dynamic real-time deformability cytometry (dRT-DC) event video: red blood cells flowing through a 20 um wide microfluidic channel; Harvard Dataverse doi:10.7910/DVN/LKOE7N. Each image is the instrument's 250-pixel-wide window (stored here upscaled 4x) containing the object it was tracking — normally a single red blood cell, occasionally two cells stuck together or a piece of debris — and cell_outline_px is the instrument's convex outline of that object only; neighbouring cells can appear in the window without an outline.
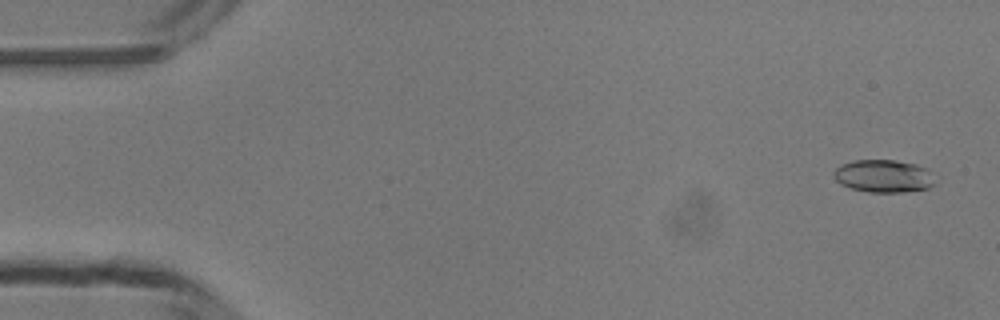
{"species": "common noctule bat (a hibernating species)", "species_latin": "Nyctalus noctula", "temperature_condition": "room temperature", "stored_images_in_passage": 49, "camera_frame_rate_fps": 3000, "um_per_image_px": 0.085, "animal": {"sex": "male", "body_mass_g": 13.3}, "frame": {"image": 1, "passage_image": 2, "time_ms": 0.333, "image_size_px": [1000, 320], "cell_outline_px": [[940, 180], [936, 184], [928, 188], [904, 192], [868, 192], [852, 188], [840, 184], [832, 176], [832, 172], [840, 164], [852, 160], [892, 160], [916, 164], [928, 168]], "centroid_in_image_um": [75.16, 14.96], "position_along_channel_um": 9.8, "area_um2": 19.83}}
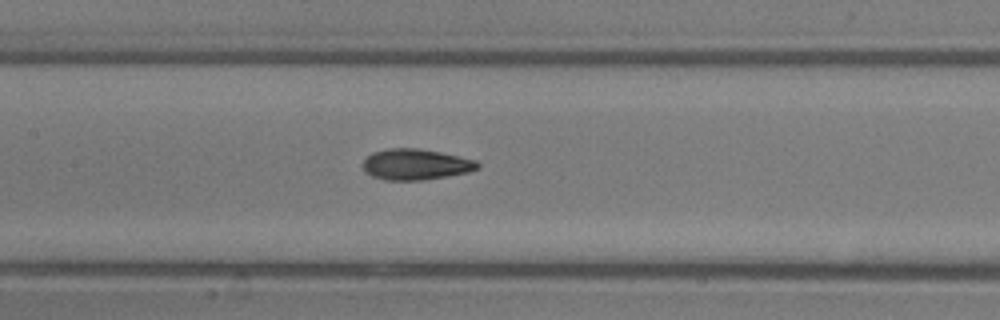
{"frame": {"image": 2, "passage_image": 23, "time_ms": 7.333, "image_size_px": [1000, 320], "cell_outline_px": [[480, 168], [468, 172], [424, 180], [384, 180], [372, 176], [364, 172], [364, 160], [372, 152], [388, 148], [416, 148], [440, 152], [460, 156], [476, 160], [480, 164]], "centroid_in_image_um": [35.34, 13.97], "position_along_channel_um": 172.1, "area_um2": 20.69}}
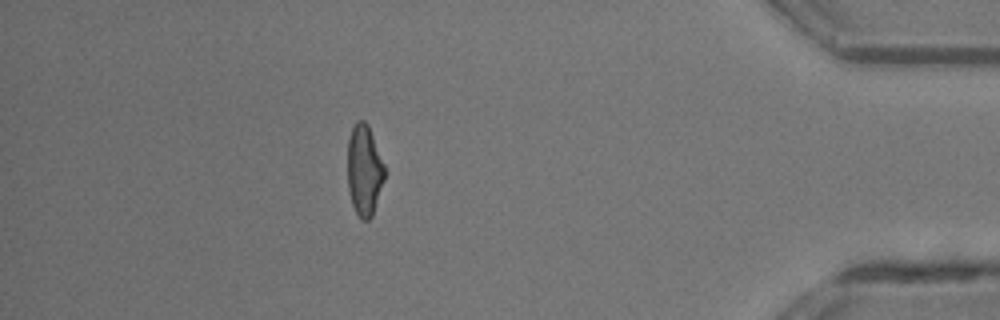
{"frame": {"image": 3, "passage_image": 43, "time_ms": 14.0, "image_size_px": [1000, 320], "cell_outline_px": [[384, 180], [372, 216], [368, 220], [364, 220], [356, 212], [352, 204], [348, 188], [348, 140], [352, 128], [356, 120], [364, 120], [368, 124], [384, 164]], "centroid_in_image_um": [30.96, 14.44], "position_along_channel_um": 404.2, "area_um2": 19.42}, "authors_computed_cell_mechanics": {"area_um2": 20.1144, "velocity_mm_per_s": 4.2225, "shape_relaxation_time_tau1_ms": 4.8087, "shape_relaxation_time_tau2_ms": 1.7803, "deformation_change_tau1": 0.1579, "deformation_change_tau2": 0.0901}}